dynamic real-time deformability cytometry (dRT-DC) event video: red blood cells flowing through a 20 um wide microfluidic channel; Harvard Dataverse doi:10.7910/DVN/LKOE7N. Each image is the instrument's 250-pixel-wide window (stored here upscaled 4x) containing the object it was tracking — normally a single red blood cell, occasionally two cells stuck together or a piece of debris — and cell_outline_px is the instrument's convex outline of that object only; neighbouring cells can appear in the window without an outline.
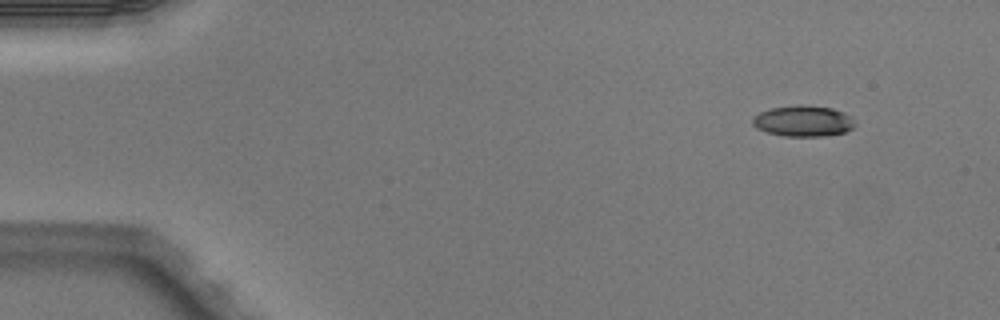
{"species": "Egyptian fruit bat (a non-hibernating species)", "species_latin": "Rousettus aegyptiacus", "temperature_condition": "warm", "stored_images_in_passage": 5, "camera_frame_rate_fps": 3000, "um_per_image_px": 0.085, "animal": {"sex": "male"}, "frame": {"image": 1, "passage_image": 2, "time_ms": 0.333, "image_size_px": [1000, 320], "cell_outline_px": [[856, 124], [852, 128], [844, 132], [824, 136], [784, 136], [768, 132], [756, 128], [752, 124], [752, 120], [760, 112], [772, 108], [796, 104], [804, 104], [832, 108], [844, 112], [852, 116]], "centroid_in_image_um": [68.3, 10.27], "position_along_channel_um": 16.7, "area_um2": 18.55}}
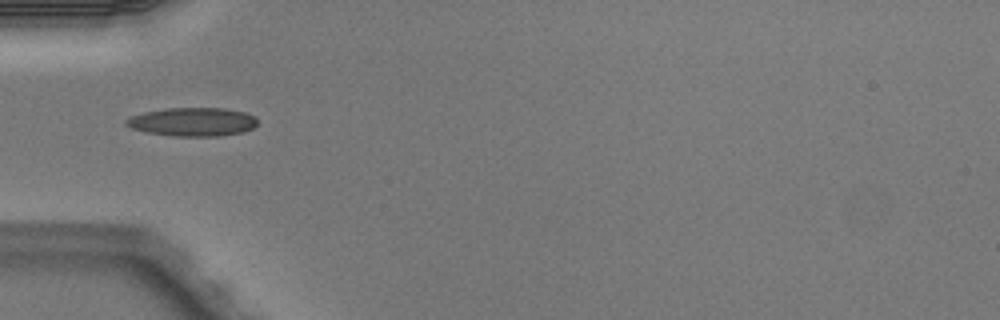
{"frame": {"image": 2, "passage_image": 5, "time_ms": 1.333, "image_size_px": [1000, 320], "cell_outline_px": [[256, 124], [252, 128], [244, 132], [220, 136], [176, 136], [148, 132], [132, 128], [124, 124], [124, 120], [128, 116], [144, 112], [168, 108], [224, 108], [244, 112], [256, 116]], "centroid_in_image_um": [16.36, 10.35], "position_along_channel_um": 68.6, "area_um2": 21.91}}